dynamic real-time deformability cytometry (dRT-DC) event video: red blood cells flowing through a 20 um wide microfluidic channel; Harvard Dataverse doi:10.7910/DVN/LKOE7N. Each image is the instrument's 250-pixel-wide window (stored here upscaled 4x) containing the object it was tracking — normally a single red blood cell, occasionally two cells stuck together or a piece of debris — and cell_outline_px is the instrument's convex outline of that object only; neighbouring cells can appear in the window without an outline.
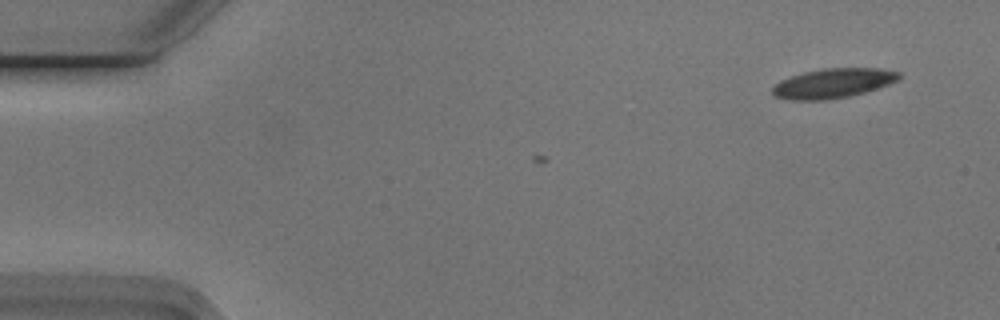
{"species": "Egyptian fruit bat (a non-hibernating species)", "species_latin": "Rousettus aegyptiacus", "temperature_condition": "cold", "stored_images_in_passage": 5, "camera_frame_rate_fps": 3000, "um_per_image_px": 0.085, "animal": {"sex": "male"}, "frame": {"image": 1, "passage_image": 1, "time_ms": 0.0, "image_size_px": [1000, 320], "cell_outline_px": [[900, 76], [896, 80], [888, 84], [864, 92], [848, 96], [824, 100], [792, 100], [776, 96], [772, 92], [772, 88], [780, 80], [804, 72], [824, 68], [880, 68], [900, 72]], "centroid_in_image_um": [70.8, 7.07], "position_along_channel_um": 14.2, "area_um2": 21.5}}